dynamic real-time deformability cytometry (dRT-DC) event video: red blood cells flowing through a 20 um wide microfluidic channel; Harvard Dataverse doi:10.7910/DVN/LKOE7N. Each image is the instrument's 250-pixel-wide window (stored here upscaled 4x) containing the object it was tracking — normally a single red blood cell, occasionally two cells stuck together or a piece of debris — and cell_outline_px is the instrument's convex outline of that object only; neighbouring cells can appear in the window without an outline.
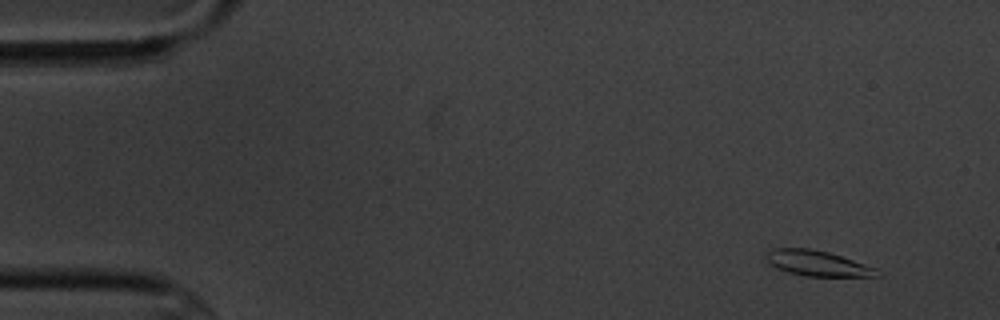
{"species": "common noctule bat (a hibernating species)", "species_latin": "Nyctalus noctula", "temperature_condition": "cold", "stored_images_in_passage": 6, "camera_frame_rate_fps": 3000, "um_per_image_px": 0.085, "animal": {"sex": "male", "body_mass_g": 20.1, "forearm_length_mm": 53.5}, "frame": {"image": 1, "passage_image": 2, "time_ms": 1.0, "image_size_px": [1000, 320], "cell_outline_px": [[884, 272], [880, 276], [808, 276], [788, 272], [776, 268], [768, 264], [764, 256], [772, 248], [808, 248], [828, 252], [876, 268]], "centroid_in_image_um": [69.46, 22.38], "position_along_channel_um": 15.5, "area_um2": 16.42}}
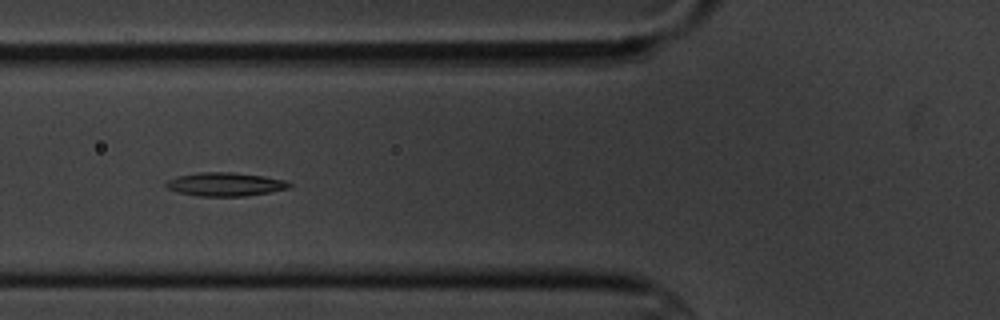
{"frame": {"image": 2, "passage_image": 6, "time_ms": 6.667, "image_size_px": [1000, 320], "cell_outline_px": [[292, 188], [272, 192], [244, 196], [196, 196], [180, 192], [168, 188], [164, 184], [168, 180], [176, 176], [200, 172], [232, 172], [264, 176], [284, 180], [292, 184]], "centroid_in_image_um": [19.18, 15.66], "position_along_channel_um": 106.6, "area_um2": 16.99}}